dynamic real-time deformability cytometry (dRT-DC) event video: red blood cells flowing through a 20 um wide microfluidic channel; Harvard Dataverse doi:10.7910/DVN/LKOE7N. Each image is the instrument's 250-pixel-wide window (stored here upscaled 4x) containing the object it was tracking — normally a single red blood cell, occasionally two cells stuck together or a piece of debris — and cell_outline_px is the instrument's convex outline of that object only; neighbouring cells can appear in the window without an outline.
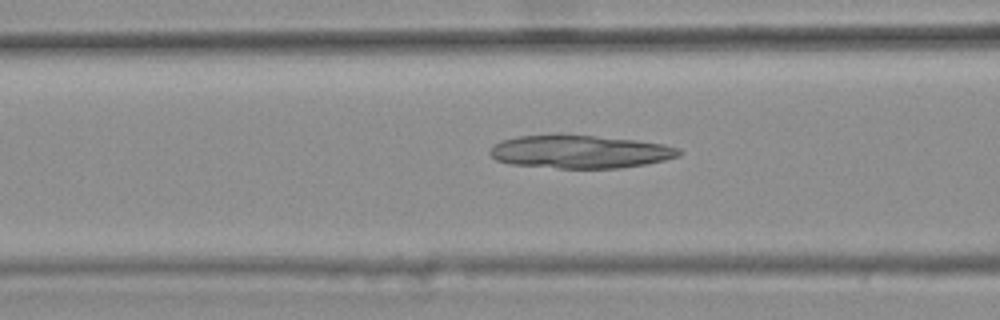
{"species": "common noctule bat (a hibernating species)", "species_latin": "Nyctalus noctula", "temperature_condition": "warm", "stored_images_in_passage": 48, "camera_frame_rate_fps": 3000, "um_per_image_px": 0.085, "animal": {"sex": "female", "body_mass_g": 25.1}, "frame": {"image": 1, "passage_image": 21, "time_ms": 6.667, "image_size_px": [1000, 320], "cell_outline_px": [[684, 152], [680, 156], [664, 160], [644, 164], [616, 168], [560, 168], [512, 164], [496, 160], [488, 152], [500, 140], [520, 136], [556, 132], [632, 140], [664, 144], [680, 148]], "centroid_in_image_um": [49.28, 12.87], "position_along_channel_um": 117.3, "area_um2": 36.82}}
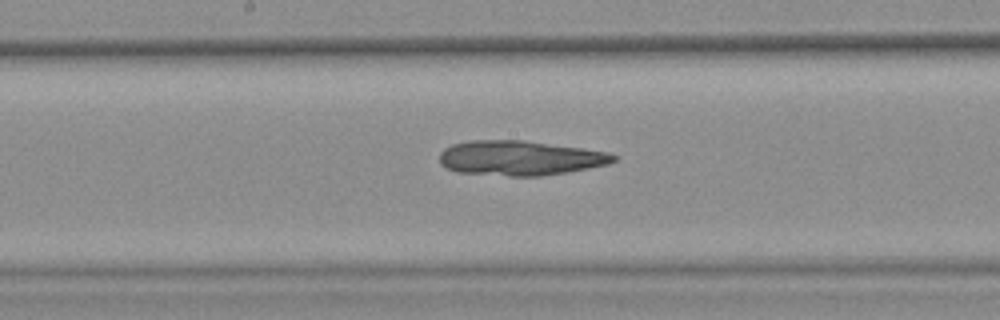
{"frame": {"image": 2, "passage_image": 28, "time_ms": 9.0, "image_size_px": [1000, 320], "cell_outline_px": [[616, 160], [608, 164], [568, 172], [540, 176], [508, 176], [456, 172], [440, 164], [440, 152], [444, 148], [452, 144], [472, 140], [524, 140], [608, 152], [616, 156]], "centroid_in_image_um": [44.17, 13.43], "position_along_channel_um": 204.0, "area_um2": 35.2}}
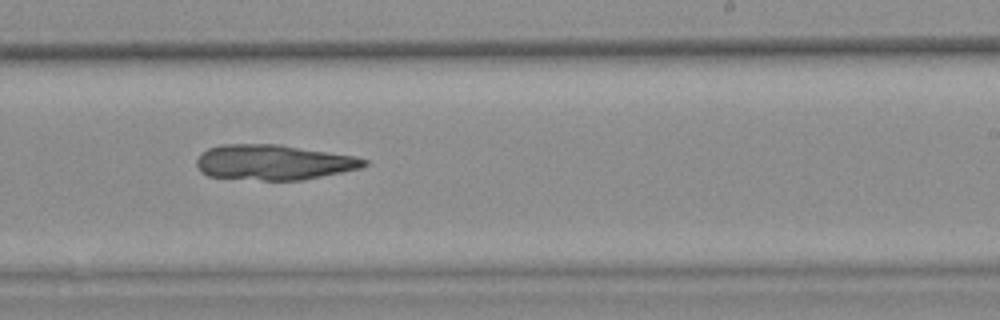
{"frame": {"image": 3, "passage_image": 33, "time_ms": 10.667, "image_size_px": [1000, 320], "cell_outline_px": [[368, 164], [360, 168], [304, 180], [264, 180], [208, 176], [200, 172], [196, 164], [196, 160], [200, 152], [208, 148], [220, 144], [280, 144], [356, 156], [368, 160]], "centroid_in_image_um": [23.24, 13.78], "position_along_channel_um": 265.8, "area_um2": 34.62}}